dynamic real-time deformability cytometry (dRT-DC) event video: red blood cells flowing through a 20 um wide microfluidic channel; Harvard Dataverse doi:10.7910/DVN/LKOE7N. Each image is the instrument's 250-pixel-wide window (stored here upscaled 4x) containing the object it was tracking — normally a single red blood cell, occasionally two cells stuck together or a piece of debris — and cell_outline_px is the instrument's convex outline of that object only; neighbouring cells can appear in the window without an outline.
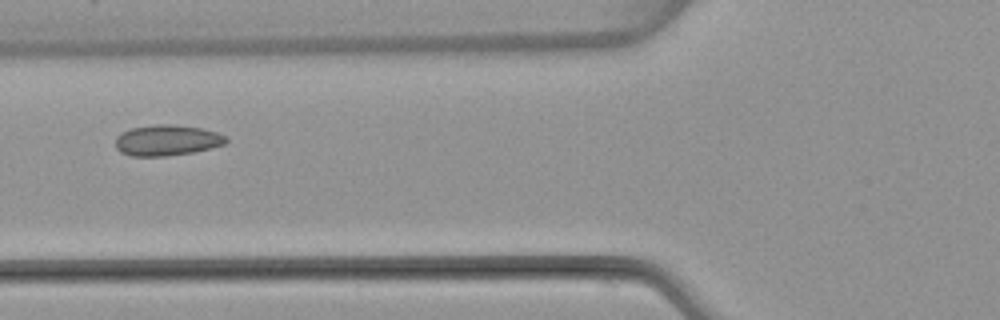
{"species": "common noctule bat (a hibernating species)", "species_latin": "Nyctalus noctula", "temperature_condition": "warm", "stored_images_in_passage": 5, "camera_frame_rate_fps": 3000, "um_per_image_px": 0.085, "animal": {"sex": "female", "body_mass_g": 22.7, "forearm_length_mm": 54.2}, "frame": {"image": 1, "passage_image": 4, "time_ms": 5.0, "image_size_px": [1000, 320], "cell_outline_px": [[228, 140], [224, 144], [192, 152], [168, 156], [132, 156], [120, 152], [116, 148], [116, 136], [120, 132], [132, 128], [156, 124], [172, 124], [200, 128], [216, 132], [228, 136]], "centroid_in_image_um": [14.17, 11.92], "position_along_channel_um": 111.6, "area_um2": 19.83}}
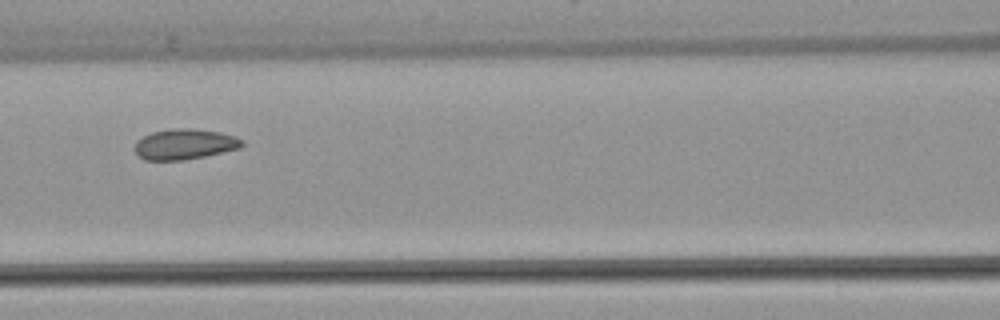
{"frame": {"image": 2, "passage_image": 5, "time_ms": 6.0, "image_size_px": [1000, 320], "cell_outline_px": [[244, 144], [240, 148], [204, 156], [184, 160], [144, 160], [136, 152], [136, 144], [144, 136], [152, 132], [176, 128], [196, 128], [220, 132], [236, 136], [244, 140]], "centroid_in_image_um": [15.76, 12.25], "position_along_channel_um": 150.8, "area_um2": 18.96}}